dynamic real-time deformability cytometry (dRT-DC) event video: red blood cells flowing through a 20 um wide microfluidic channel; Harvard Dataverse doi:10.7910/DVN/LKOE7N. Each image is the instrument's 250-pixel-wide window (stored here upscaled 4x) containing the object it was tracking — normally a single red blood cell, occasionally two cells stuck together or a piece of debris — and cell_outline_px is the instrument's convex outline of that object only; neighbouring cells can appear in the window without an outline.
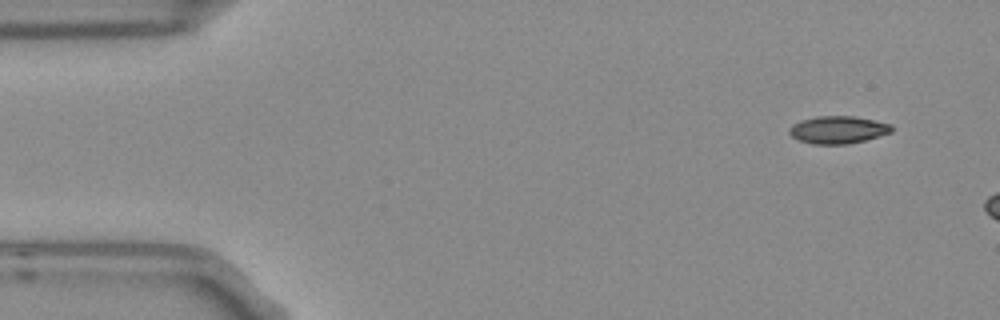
{"species": "Egyptian fruit bat (a non-hibernating species)", "species_latin": "Rousettus aegyptiacus", "temperature_condition": "room temperature", "stored_images_in_passage": 3, "camera_frame_rate_fps": 3000, "um_per_image_px": 0.085, "frame": {"image": 1, "passage_image": 1, "time_ms": 0.0, "image_size_px": [1000, 320], "cell_outline_px": [[892, 132], [864, 140], [848, 144], [812, 144], [800, 140], [792, 136], [788, 132], [788, 128], [792, 124], [800, 120], [816, 116], [856, 116], [892, 124]], "centroid_in_image_um": [71.21, 11.02], "position_along_channel_um": 13.8, "area_um2": 16.47}}